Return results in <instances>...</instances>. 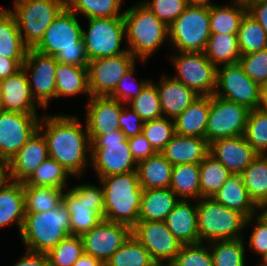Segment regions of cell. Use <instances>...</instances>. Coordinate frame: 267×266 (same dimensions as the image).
I'll return each instance as SVG.
<instances>
[{
    "mask_svg": "<svg viewBox=\"0 0 267 266\" xmlns=\"http://www.w3.org/2000/svg\"><path fill=\"white\" fill-rule=\"evenodd\" d=\"M44 118L46 120L43 122L47 128L43 136L47 142L49 157L56 160L70 174L80 175L86 164V144L91 145L89 135L83 133L81 124L75 117Z\"/></svg>",
    "mask_w": 267,
    "mask_h": 266,
    "instance_id": "obj_1",
    "label": "cell"
},
{
    "mask_svg": "<svg viewBox=\"0 0 267 266\" xmlns=\"http://www.w3.org/2000/svg\"><path fill=\"white\" fill-rule=\"evenodd\" d=\"M82 31L75 12L66 7L46 29L42 40L34 49L54 56L57 62L87 67L89 60Z\"/></svg>",
    "mask_w": 267,
    "mask_h": 266,
    "instance_id": "obj_2",
    "label": "cell"
},
{
    "mask_svg": "<svg viewBox=\"0 0 267 266\" xmlns=\"http://www.w3.org/2000/svg\"><path fill=\"white\" fill-rule=\"evenodd\" d=\"M104 184V220L121 223L131 229L139 221L143 188L137 171L101 178Z\"/></svg>",
    "mask_w": 267,
    "mask_h": 266,
    "instance_id": "obj_3",
    "label": "cell"
},
{
    "mask_svg": "<svg viewBox=\"0 0 267 266\" xmlns=\"http://www.w3.org/2000/svg\"><path fill=\"white\" fill-rule=\"evenodd\" d=\"M20 233L28 251L47 254L71 235L66 205L62 202L50 211L26 213Z\"/></svg>",
    "mask_w": 267,
    "mask_h": 266,
    "instance_id": "obj_4",
    "label": "cell"
},
{
    "mask_svg": "<svg viewBox=\"0 0 267 266\" xmlns=\"http://www.w3.org/2000/svg\"><path fill=\"white\" fill-rule=\"evenodd\" d=\"M128 9L123 13L125 33L134 57L145 58L169 36V27L144 5Z\"/></svg>",
    "mask_w": 267,
    "mask_h": 266,
    "instance_id": "obj_5",
    "label": "cell"
},
{
    "mask_svg": "<svg viewBox=\"0 0 267 266\" xmlns=\"http://www.w3.org/2000/svg\"><path fill=\"white\" fill-rule=\"evenodd\" d=\"M207 199V200H206ZM197 204L199 243L206 238L211 241L235 240L243 226L251 220L237 210L227 208L212 197ZM219 239V240H218Z\"/></svg>",
    "mask_w": 267,
    "mask_h": 266,
    "instance_id": "obj_6",
    "label": "cell"
},
{
    "mask_svg": "<svg viewBox=\"0 0 267 266\" xmlns=\"http://www.w3.org/2000/svg\"><path fill=\"white\" fill-rule=\"evenodd\" d=\"M89 138L90 147L93 149L91 158L100 178L137 170L132 167L136 161L130 151L127 138L120 129L109 134L89 136Z\"/></svg>",
    "mask_w": 267,
    "mask_h": 266,
    "instance_id": "obj_7",
    "label": "cell"
},
{
    "mask_svg": "<svg viewBox=\"0 0 267 266\" xmlns=\"http://www.w3.org/2000/svg\"><path fill=\"white\" fill-rule=\"evenodd\" d=\"M70 214L71 235L82 236L104 220V191L91 185L76 186L63 195Z\"/></svg>",
    "mask_w": 267,
    "mask_h": 266,
    "instance_id": "obj_8",
    "label": "cell"
},
{
    "mask_svg": "<svg viewBox=\"0 0 267 266\" xmlns=\"http://www.w3.org/2000/svg\"><path fill=\"white\" fill-rule=\"evenodd\" d=\"M66 0H16L13 13L18 30L25 31L24 44L35 48L42 40L46 29L66 8Z\"/></svg>",
    "mask_w": 267,
    "mask_h": 266,
    "instance_id": "obj_9",
    "label": "cell"
},
{
    "mask_svg": "<svg viewBox=\"0 0 267 266\" xmlns=\"http://www.w3.org/2000/svg\"><path fill=\"white\" fill-rule=\"evenodd\" d=\"M210 35L209 5H188L169 26V37L181 52H204Z\"/></svg>",
    "mask_w": 267,
    "mask_h": 266,
    "instance_id": "obj_10",
    "label": "cell"
},
{
    "mask_svg": "<svg viewBox=\"0 0 267 266\" xmlns=\"http://www.w3.org/2000/svg\"><path fill=\"white\" fill-rule=\"evenodd\" d=\"M88 33L82 31L88 60L116 56L120 51V43L125 33L123 17L88 18Z\"/></svg>",
    "mask_w": 267,
    "mask_h": 266,
    "instance_id": "obj_11",
    "label": "cell"
},
{
    "mask_svg": "<svg viewBox=\"0 0 267 266\" xmlns=\"http://www.w3.org/2000/svg\"><path fill=\"white\" fill-rule=\"evenodd\" d=\"M249 111L244 105L211 95L206 127L207 142L244 135Z\"/></svg>",
    "mask_w": 267,
    "mask_h": 266,
    "instance_id": "obj_12",
    "label": "cell"
},
{
    "mask_svg": "<svg viewBox=\"0 0 267 266\" xmlns=\"http://www.w3.org/2000/svg\"><path fill=\"white\" fill-rule=\"evenodd\" d=\"M223 70L217 67L216 86L225 93L215 91L214 95L225 100L246 106L249 110L262 107V87L245 74L238 63L224 65Z\"/></svg>",
    "mask_w": 267,
    "mask_h": 266,
    "instance_id": "obj_13",
    "label": "cell"
},
{
    "mask_svg": "<svg viewBox=\"0 0 267 266\" xmlns=\"http://www.w3.org/2000/svg\"><path fill=\"white\" fill-rule=\"evenodd\" d=\"M181 53L179 57L173 58L179 74L176 79L199 96L214 95L217 67L207 59L204 52Z\"/></svg>",
    "mask_w": 267,
    "mask_h": 266,
    "instance_id": "obj_14",
    "label": "cell"
},
{
    "mask_svg": "<svg viewBox=\"0 0 267 266\" xmlns=\"http://www.w3.org/2000/svg\"><path fill=\"white\" fill-rule=\"evenodd\" d=\"M134 58L128 51L89 61L87 68L91 96H109L121 78L134 66Z\"/></svg>",
    "mask_w": 267,
    "mask_h": 266,
    "instance_id": "obj_15",
    "label": "cell"
},
{
    "mask_svg": "<svg viewBox=\"0 0 267 266\" xmlns=\"http://www.w3.org/2000/svg\"><path fill=\"white\" fill-rule=\"evenodd\" d=\"M36 114L0 109V159L11 161L38 130Z\"/></svg>",
    "mask_w": 267,
    "mask_h": 266,
    "instance_id": "obj_16",
    "label": "cell"
},
{
    "mask_svg": "<svg viewBox=\"0 0 267 266\" xmlns=\"http://www.w3.org/2000/svg\"><path fill=\"white\" fill-rule=\"evenodd\" d=\"M132 235L157 264H162V259H168L170 264L182 247L164 221H138L132 228Z\"/></svg>",
    "mask_w": 267,
    "mask_h": 266,
    "instance_id": "obj_17",
    "label": "cell"
},
{
    "mask_svg": "<svg viewBox=\"0 0 267 266\" xmlns=\"http://www.w3.org/2000/svg\"><path fill=\"white\" fill-rule=\"evenodd\" d=\"M131 234L132 229L129 226L103 220L81 236L84 253L105 265Z\"/></svg>",
    "mask_w": 267,
    "mask_h": 266,
    "instance_id": "obj_18",
    "label": "cell"
},
{
    "mask_svg": "<svg viewBox=\"0 0 267 266\" xmlns=\"http://www.w3.org/2000/svg\"><path fill=\"white\" fill-rule=\"evenodd\" d=\"M58 62L52 55L41 53L34 48L28 49L22 69L27 73V69H33L34 91L31 92L33 98L36 94L38 104L46 107L48 100L53 96L56 98V67Z\"/></svg>",
    "mask_w": 267,
    "mask_h": 266,
    "instance_id": "obj_19",
    "label": "cell"
},
{
    "mask_svg": "<svg viewBox=\"0 0 267 266\" xmlns=\"http://www.w3.org/2000/svg\"><path fill=\"white\" fill-rule=\"evenodd\" d=\"M209 154L232 174H241L259 155L243 135L214 140L209 143Z\"/></svg>",
    "mask_w": 267,
    "mask_h": 266,
    "instance_id": "obj_20",
    "label": "cell"
},
{
    "mask_svg": "<svg viewBox=\"0 0 267 266\" xmlns=\"http://www.w3.org/2000/svg\"><path fill=\"white\" fill-rule=\"evenodd\" d=\"M41 132L42 125H38V130L10 161V174L15 182H25L49 157L47 142Z\"/></svg>",
    "mask_w": 267,
    "mask_h": 266,
    "instance_id": "obj_21",
    "label": "cell"
},
{
    "mask_svg": "<svg viewBox=\"0 0 267 266\" xmlns=\"http://www.w3.org/2000/svg\"><path fill=\"white\" fill-rule=\"evenodd\" d=\"M87 110V132L89 136H100L117 131L122 111L120 101L109 96H90Z\"/></svg>",
    "mask_w": 267,
    "mask_h": 266,
    "instance_id": "obj_22",
    "label": "cell"
},
{
    "mask_svg": "<svg viewBox=\"0 0 267 266\" xmlns=\"http://www.w3.org/2000/svg\"><path fill=\"white\" fill-rule=\"evenodd\" d=\"M3 100L2 110L25 114H36L33 91L26 72L21 69L16 74L1 80Z\"/></svg>",
    "mask_w": 267,
    "mask_h": 266,
    "instance_id": "obj_23",
    "label": "cell"
},
{
    "mask_svg": "<svg viewBox=\"0 0 267 266\" xmlns=\"http://www.w3.org/2000/svg\"><path fill=\"white\" fill-rule=\"evenodd\" d=\"M160 153L173 166L200 164L209 154V143L205 138L175 134Z\"/></svg>",
    "mask_w": 267,
    "mask_h": 266,
    "instance_id": "obj_24",
    "label": "cell"
},
{
    "mask_svg": "<svg viewBox=\"0 0 267 266\" xmlns=\"http://www.w3.org/2000/svg\"><path fill=\"white\" fill-rule=\"evenodd\" d=\"M164 222L182 245L199 243L197 206L193 208L187 201L181 200Z\"/></svg>",
    "mask_w": 267,
    "mask_h": 266,
    "instance_id": "obj_25",
    "label": "cell"
},
{
    "mask_svg": "<svg viewBox=\"0 0 267 266\" xmlns=\"http://www.w3.org/2000/svg\"><path fill=\"white\" fill-rule=\"evenodd\" d=\"M210 96H199L174 119L175 134L206 139Z\"/></svg>",
    "mask_w": 267,
    "mask_h": 266,
    "instance_id": "obj_26",
    "label": "cell"
},
{
    "mask_svg": "<svg viewBox=\"0 0 267 266\" xmlns=\"http://www.w3.org/2000/svg\"><path fill=\"white\" fill-rule=\"evenodd\" d=\"M162 80L161 85L156 86L160 96L162 113L175 119L184 112L199 95L176 78H163Z\"/></svg>",
    "mask_w": 267,
    "mask_h": 266,
    "instance_id": "obj_27",
    "label": "cell"
},
{
    "mask_svg": "<svg viewBox=\"0 0 267 266\" xmlns=\"http://www.w3.org/2000/svg\"><path fill=\"white\" fill-rule=\"evenodd\" d=\"M137 164L138 180L143 190L170 187L173 165L160 152Z\"/></svg>",
    "mask_w": 267,
    "mask_h": 266,
    "instance_id": "obj_28",
    "label": "cell"
},
{
    "mask_svg": "<svg viewBox=\"0 0 267 266\" xmlns=\"http://www.w3.org/2000/svg\"><path fill=\"white\" fill-rule=\"evenodd\" d=\"M212 198L227 208L239 211L247 218L252 217L254 208H257L243 184L241 174H232Z\"/></svg>",
    "mask_w": 267,
    "mask_h": 266,
    "instance_id": "obj_29",
    "label": "cell"
},
{
    "mask_svg": "<svg viewBox=\"0 0 267 266\" xmlns=\"http://www.w3.org/2000/svg\"><path fill=\"white\" fill-rule=\"evenodd\" d=\"M178 202L170 188L143 190L139 221H165Z\"/></svg>",
    "mask_w": 267,
    "mask_h": 266,
    "instance_id": "obj_30",
    "label": "cell"
},
{
    "mask_svg": "<svg viewBox=\"0 0 267 266\" xmlns=\"http://www.w3.org/2000/svg\"><path fill=\"white\" fill-rule=\"evenodd\" d=\"M22 32L18 30L11 10L0 11V57L25 59L28 47L23 42Z\"/></svg>",
    "mask_w": 267,
    "mask_h": 266,
    "instance_id": "obj_31",
    "label": "cell"
},
{
    "mask_svg": "<svg viewBox=\"0 0 267 266\" xmlns=\"http://www.w3.org/2000/svg\"><path fill=\"white\" fill-rule=\"evenodd\" d=\"M25 215L23 182L13 180L0 189V227L12 225V221L16 219L21 231Z\"/></svg>",
    "mask_w": 267,
    "mask_h": 266,
    "instance_id": "obj_32",
    "label": "cell"
},
{
    "mask_svg": "<svg viewBox=\"0 0 267 266\" xmlns=\"http://www.w3.org/2000/svg\"><path fill=\"white\" fill-rule=\"evenodd\" d=\"M265 156L259 154L241 173L250 198L259 208L267 203V155Z\"/></svg>",
    "mask_w": 267,
    "mask_h": 266,
    "instance_id": "obj_33",
    "label": "cell"
},
{
    "mask_svg": "<svg viewBox=\"0 0 267 266\" xmlns=\"http://www.w3.org/2000/svg\"><path fill=\"white\" fill-rule=\"evenodd\" d=\"M56 98L86 91L90 94L88 68L58 62L56 67Z\"/></svg>",
    "mask_w": 267,
    "mask_h": 266,
    "instance_id": "obj_34",
    "label": "cell"
},
{
    "mask_svg": "<svg viewBox=\"0 0 267 266\" xmlns=\"http://www.w3.org/2000/svg\"><path fill=\"white\" fill-rule=\"evenodd\" d=\"M204 54L216 67V63L224 65L238 63L241 52L237 34H211Z\"/></svg>",
    "mask_w": 267,
    "mask_h": 266,
    "instance_id": "obj_35",
    "label": "cell"
},
{
    "mask_svg": "<svg viewBox=\"0 0 267 266\" xmlns=\"http://www.w3.org/2000/svg\"><path fill=\"white\" fill-rule=\"evenodd\" d=\"M237 3L241 8L209 5L211 34H238L241 21L247 13V7L239 0Z\"/></svg>",
    "mask_w": 267,
    "mask_h": 266,
    "instance_id": "obj_36",
    "label": "cell"
},
{
    "mask_svg": "<svg viewBox=\"0 0 267 266\" xmlns=\"http://www.w3.org/2000/svg\"><path fill=\"white\" fill-rule=\"evenodd\" d=\"M169 188L176 196L201 197L199 164L174 165Z\"/></svg>",
    "mask_w": 267,
    "mask_h": 266,
    "instance_id": "obj_37",
    "label": "cell"
},
{
    "mask_svg": "<svg viewBox=\"0 0 267 266\" xmlns=\"http://www.w3.org/2000/svg\"><path fill=\"white\" fill-rule=\"evenodd\" d=\"M26 213L46 212L63 202V189L23 184Z\"/></svg>",
    "mask_w": 267,
    "mask_h": 266,
    "instance_id": "obj_38",
    "label": "cell"
},
{
    "mask_svg": "<svg viewBox=\"0 0 267 266\" xmlns=\"http://www.w3.org/2000/svg\"><path fill=\"white\" fill-rule=\"evenodd\" d=\"M146 248L131 234L105 266H156Z\"/></svg>",
    "mask_w": 267,
    "mask_h": 266,
    "instance_id": "obj_39",
    "label": "cell"
},
{
    "mask_svg": "<svg viewBox=\"0 0 267 266\" xmlns=\"http://www.w3.org/2000/svg\"><path fill=\"white\" fill-rule=\"evenodd\" d=\"M201 197H212L232 173L212 155L208 154L199 164Z\"/></svg>",
    "mask_w": 267,
    "mask_h": 266,
    "instance_id": "obj_40",
    "label": "cell"
},
{
    "mask_svg": "<svg viewBox=\"0 0 267 266\" xmlns=\"http://www.w3.org/2000/svg\"><path fill=\"white\" fill-rule=\"evenodd\" d=\"M237 37L241 55L267 48V35L265 31L248 13L244 15L241 21Z\"/></svg>",
    "mask_w": 267,
    "mask_h": 266,
    "instance_id": "obj_41",
    "label": "cell"
},
{
    "mask_svg": "<svg viewBox=\"0 0 267 266\" xmlns=\"http://www.w3.org/2000/svg\"><path fill=\"white\" fill-rule=\"evenodd\" d=\"M68 173L56 160L48 157L23 184L63 189Z\"/></svg>",
    "mask_w": 267,
    "mask_h": 266,
    "instance_id": "obj_42",
    "label": "cell"
},
{
    "mask_svg": "<svg viewBox=\"0 0 267 266\" xmlns=\"http://www.w3.org/2000/svg\"><path fill=\"white\" fill-rule=\"evenodd\" d=\"M243 136L258 154L265 155V151H267V112L262 107L249 111Z\"/></svg>",
    "mask_w": 267,
    "mask_h": 266,
    "instance_id": "obj_43",
    "label": "cell"
},
{
    "mask_svg": "<svg viewBox=\"0 0 267 266\" xmlns=\"http://www.w3.org/2000/svg\"><path fill=\"white\" fill-rule=\"evenodd\" d=\"M66 2V7L71 12L77 10L87 18L123 17V13L118 14L122 0H66Z\"/></svg>",
    "mask_w": 267,
    "mask_h": 266,
    "instance_id": "obj_44",
    "label": "cell"
},
{
    "mask_svg": "<svg viewBox=\"0 0 267 266\" xmlns=\"http://www.w3.org/2000/svg\"><path fill=\"white\" fill-rule=\"evenodd\" d=\"M84 253L81 236L68 235L48 253L50 266H72Z\"/></svg>",
    "mask_w": 267,
    "mask_h": 266,
    "instance_id": "obj_45",
    "label": "cell"
},
{
    "mask_svg": "<svg viewBox=\"0 0 267 266\" xmlns=\"http://www.w3.org/2000/svg\"><path fill=\"white\" fill-rule=\"evenodd\" d=\"M131 101L132 109L142 118L143 122L162 117L159 92L152 82L148 81L141 93Z\"/></svg>",
    "mask_w": 267,
    "mask_h": 266,
    "instance_id": "obj_46",
    "label": "cell"
},
{
    "mask_svg": "<svg viewBox=\"0 0 267 266\" xmlns=\"http://www.w3.org/2000/svg\"><path fill=\"white\" fill-rule=\"evenodd\" d=\"M142 134L156 152H161L175 135L174 123L165 117L144 122Z\"/></svg>",
    "mask_w": 267,
    "mask_h": 266,
    "instance_id": "obj_47",
    "label": "cell"
},
{
    "mask_svg": "<svg viewBox=\"0 0 267 266\" xmlns=\"http://www.w3.org/2000/svg\"><path fill=\"white\" fill-rule=\"evenodd\" d=\"M215 246L211 252L213 266H244V247L241 238L221 240Z\"/></svg>",
    "mask_w": 267,
    "mask_h": 266,
    "instance_id": "obj_48",
    "label": "cell"
},
{
    "mask_svg": "<svg viewBox=\"0 0 267 266\" xmlns=\"http://www.w3.org/2000/svg\"><path fill=\"white\" fill-rule=\"evenodd\" d=\"M201 243L182 245L179 253L170 266H213L211 252L203 248Z\"/></svg>",
    "mask_w": 267,
    "mask_h": 266,
    "instance_id": "obj_49",
    "label": "cell"
},
{
    "mask_svg": "<svg viewBox=\"0 0 267 266\" xmlns=\"http://www.w3.org/2000/svg\"><path fill=\"white\" fill-rule=\"evenodd\" d=\"M239 63L245 74L261 87L267 82V48L241 55Z\"/></svg>",
    "mask_w": 267,
    "mask_h": 266,
    "instance_id": "obj_50",
    "label": "cell"
},
{
    "mask_svg": "<svg viewBox=\"0 0 267 266\" xmlns=\"http://www.w3.org/2000/svg\"><path fill=\"white\" fill-rule=\"evenodd\" d=\"M144 5H146V7L168 27L188 6L185 0H152V3Z\"/></svg>",
    "mask_w": 267,
    "mask_h": 266,
    "instance_id": "obj_51",
    "label": "cell"
},
{
    "mask_svg": "<svg viewBox=\"0 0 267 266\" xmlns=\"http://www.w3.org/2000/svg\"><path fill=\"white\" fill-rule=\"evenodd\" d=\"M131 111L122 109L119 118V128L127 139L142 133L144 125L142 118L133 109Z\"/></svg>",
    "mask_w": 267,
    "mask_h": 266,
    "instance_id": "obj_52",
    "label": "cell"
},
{
    "mask_svg": "<svg viewBox=\"0 0 267 266\" xmlns=\"http://www.w3.org/2000/svg\"><path fill=\"white\" fill-rule=\"evenodd\" d=\"M127 141L137 163L157 153L142 133L128 138Z\"/></svg>",
    "mask_w": 267,
    "mask_h": 266,
    "instance_id": "obj_53",
    "label": "cell"
},
{
    "mask_svg": "<svg viewBox=\"0 0 267 266\" xmlns=\"http://www.w3.org/2000/svg\"><path fill=\"white\" fill-rule=\"evenodd\" d=\"M250 237V246L264 257L267 254V219L260 214Z\"/></svg>",
    "mask_w": 267,
    "mask_h": 266,
    "instance_id": "obj_54",
    "label": "cell"
},
{
    "mask_svg": "<svg viewBox=\"0 0 267 266\" xmlns=\"http://www.w3.org/2000/svg\"><path fill=\"white\" fill-rule=\"evenodd\" d=\"M133 71H134V66L121 78L115 90L109 95V97L116 99L118 101L123 100L124 102H126L128 100L130 101L133 100L141 93L143 87L148 83L147 81L145 82L142 81L141 84L138 86L137 90H135V93H132L131 88L129 87L126 88L124 84L125 80L129 79L132 76Z\"/></svg>",
    "mask_w": 267,
    "mask_h": 266,
    "instance_id": "obj_55",
    "label": "cell"
},
{
    "mask_svg": "<svg viewBox=\"0 0 267 266\" xmlns=\"http://www.w3.org/2000/svg\"><path fill=\"white\" fill-rule=\"evenodd\" d=\"M247 13L262 27L267 35V1H258L247 6Z\"/></svg>",
    "mask_w": 267,
    "mask_h": 266,
    "instance_id": "obj_56",
    "label": "cell"
},
{
    "mask_svg": "<svg viewBox=\"0 0 267 266\" xmlns=\"http://www.w3.org/2000/svg\"><path fill=\"white\" fill-rule=\"evenodd\" d=\"M25 59H10L0 57V80L16 74L22 69Z\"/></svg>",
    "mask_w": 267,
    "mask_h": 266,
    "instance_id": "obj_57",
    "label": "cell"
},
{
    "mask_svg": "<svg viewBox=\"0 0 267 266\" xmlns=\"http://www.w3.org/2000/svg\"><path fill=\"white\" fill-rule=\"evenodd\" d=\"M15 266H50V263L47 254L27 251Z\"/></svg>",
    "mask_w": 267,
    "mask_h": 266,
    "instance_id": "obj_58",
    "label": "cell"
},
{
    "mask_svg": "<svg viewBox=\"0 0 267 266\" xmlns=\"http://www.w3.org/2000/svg\"><path fill=\"white\" fill-rule=\"evenodd\" d=\"M9 172V174H8ZM10 161L6 159H0V189L6 187L8 179H11ZM9 176V177H7Z\"/></svg>",
    "mask_w": 267,
    "mask_h": 266,
    "instance_id": "obj_59",
    "label": "cell"
},
{
    "mask_svg": "<svg viewBox=\"0 0 267 266\" xmlns=\"http://www.w3.org/2000/svg\"><path fill=\"white\" fill-rule=\"evenodd\" d=\"M72 266H105L95 257L83 253Z\"/></svg>",
    "mask_w": 267,
    "mask_h": 266,
    "instance_id": "obj_60",
    "label": "cell"
},
{
    "mask_svg": "<svg viewBox=\"0 0 267 266\" xmlns=\"http://www.w3.org/2000/svg\"><path fill=\"white\" fill-rule=\"evenodd\" d=\"M209 0H185V2L187 3V5H205L208 6L210 5L208 3Z\"/></svg>",
    "mask_w": 267,
    "mask_h": 266,
    "instance_id": "obj_61",
    "label": "cell"
},
{
    "mask_svg": "<svg viewBox=\"0 0 267 266\" xmlns=\"http://www.w3.org/2000/svg\"><path fill=\"white\" fill-rule=\"evenodd\" d=\"M239 1H241L247 7L251 3H255L258 1H267V0H239Z\"/></svg>",
    "mask_w": 267,
    "mask_h": 266,
    "instance_id": "obj_62",
    "label": "cell"
},
{
    "mask_svg": "<svg viewBox=\"0 0 267 266\" xmlns=\"http://www.w3.org/2000/svg\"><path fill=\"white\" fill-rule=\"evenodd\" d=\"M262 97L267 98V82L262 86Z\"/></svg>",
    "mask_w": 267,
    "mask_h": 266,
    "instance_id": "obj_63",
    "label": "cell"
},
{
    "mask_svg": "<svg viewBox=\"0 0 267 266\" xmlns=\"http://www.w3.org/2000/svg\"><path fill=\"white\" fill-rule=\"evenodd\" d=\"M2 100H3V93H2V86L0 80V109H2Z\"/></svg>",
    "mask_w": 267,
    "mask_h": 266,
    "instance_id": "obj_64",
    "label": "cell"
},
{
    "mask_svg": "<svg viewBox=\"0 0 267 266\" xmlns=\"http://www.w3.org/2000/svg\"><path fill=\"white\" fill-rule=\"evenodd\" d=\"M262 108L267 112V98H263Z\"/></svg>",
    "mask_w": 267,
    "mask_h": 266,
    "instance_id": "obj_65",
    "label": "cell"
},
{
    "mask_svg": "<svg viewBox=\"0 0 267 266\" xmlns=\"http://www.w3.org/2000/svg\"><path fill=\"white\" fill-rule=\"evenodd\" d=\"M263 260H264L263 266H267V254L263 257Z\"/></svg>",
    "mask_w": 267,
    "mask_h": 266,
    "instance_id": "obj_66",
    "label": "cell"
},
{
    "mask_svg": "<svg viewBox=\"0 0 267 266\" xmlns=\"http://www.w3.org/2000/svg\"><path fill=\"white\" fill-rule=\"evenodd\" d=\"M265 211H263L262 215L267 219V209H264Z\"/></svg>",
    "mask_w": 267,
    "mask_h": 266,
    "instance_id": "obj_67",
    "label": "cell"
},
{
    "mask_svg": "<svg viewBox=\"0 0 267 266\" xmlns=\"http://www.w3.org/2000/svg\"><path fill=\"white\" fill-rule=\"evenodd\" d=\"M156 266H162V264H157ZM164 266H170V265L168 264V265H164Z\"/></svg>",
    "mask_w": 267,
    "mask_h": 266,
    "instance_id": "obj_68",
    "label": "cell"
}]
</instances>
